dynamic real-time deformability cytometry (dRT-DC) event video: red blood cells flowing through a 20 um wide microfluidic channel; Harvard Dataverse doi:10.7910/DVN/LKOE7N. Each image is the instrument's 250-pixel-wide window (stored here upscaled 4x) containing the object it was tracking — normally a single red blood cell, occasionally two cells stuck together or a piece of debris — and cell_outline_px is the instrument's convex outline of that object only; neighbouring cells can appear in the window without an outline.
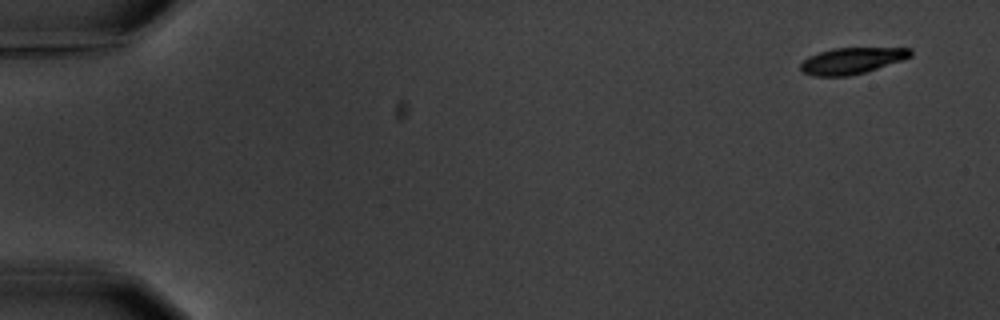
{"species": "common noctule bat (a hibernating species)", "species_latin": "Nyctalus noctula", "temperature_condition": "warm", "stored_images_in_passage": 5, "camera_frame_rate_fps": 3000, "um_per_image_px": 0.085, "animal": {"sex": "male", "body_mass_g": 20.1, "forearm_length_mm": 53.5}, "frame": {"image": 1, "passage_image": 1, "time_ms": 0.0, "image_size_px": [1000, 320], "cell_outline_px": [[912, 56], [864, 72], [848, 76], [816, 76], [804, 72], [800, 68], [800, 64], [808, 56], [832, 48], [912, 48]], "centroid_in_image_um": [72.38, 5.15], "position_along_channel_um": 12.6, "area_um2": 16.53}}
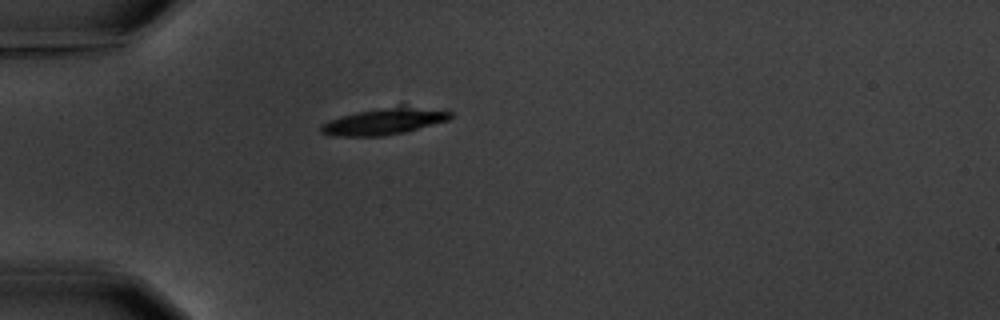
{"frame": {"image": 2, "passage_image": 5, "time_ms": 4.667, "image_size_px": [1000, 320], "cell_outline_px": [[452, 116], [448, 120], [404, 132], [384, 136], [332, 136], [320, 132], [320, 124], [328, 120], [340, 116], [356, 112], [384, 108], [448, 108], [452, 112]], "centroid_in_image_um": [32.64, 10.33], "position_along_channel_um": 52.4, "area_um2": 19.71}}